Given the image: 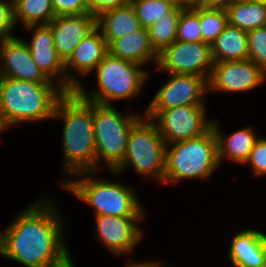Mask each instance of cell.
<instances>
[{"label":"cell","mask_w":266,"mask_h":267,"mask_svg":"<svg viewBox=\"0 0 266 267\" xmlns=\"http://www.w3.org/2000/svg\"><path fill=\"white\" fill-rule=\"evenodd\" d=\"M128 267H159V264L158 263H131L130 265H128Z\"/></svg>","instance_id":"37"},{"label":"cell","mask_w":266,"mask_h":267,"mask_svg":"<svg viewBox=\"0 0 266 267\" xmlns=\"http://www.w3.org/2000/svg\"><path fill=\"white\" fill-rule=\"evenodd\" d=\"M171 79L156 93L147 110H165L178 106L204 105L201 98L208 78L193 74H170Z\"/></svg>","instance_id":"11"},{"label":"cell","mask_w":266,"mask_h":267,"mask_svg":"<svg viewBox=\"0 0 266 267\" xmlns=\"http://www.w3.org/2000/svg\"><path fill=\"white\" fill-rule=\"evenodd\" d=\"M140 65L117 58L109 52L95 69L99 90L87 96L81 85L76 92L84 99L101 105H110L109 101L129 98L141 91L147 73Z\"/></svg>","instance_id":"6"},{"label":"cell","mask_w":266,"mask_h":267,"mask_svg":"<svg viewBox=\"0 0 266 267\" xmlns=\"http://www.w3.org/2000/svg\"><path fill=\"white\" fill-rule=\"evenodd\" d=\"M84 5L90 10L91 14L97 17V0H82Z\"/></svg>","instance_id":"36"},{"label":"cell","mask_w":266,"mask_h":267,"mask_svg":"<svg viewBox=\"0 0 266 267\" xmlns=\"http://www.w3.org/2000/svg\"><path fill=\"white\" fill-rule=\"evenodd\" d=\"M141 118L139 115L125 118L111 105L93 103L96 166L102 158L113 172L122 163L130 130Z\"/></svg>","instance_id":"8"},{"label":"cell","mask_w":266,"mask_h":267,"mask_svg":"<svg viewBox=\"0 0 266 267\" xmlns=\"http://www.w3.org/2000/svg\"><path fill=\"white\" fill-rule=\"evenodd\" d=\"M166 145L156 123L146 117L141 118L131 128L124 160L113 173L120 172L129 163L137 173L144 176L153 174L157 180L163 181Z\"/></svg>","instance_id":"7"},{"label":"cell","mask_w":266,"mask_h":267,"mask_svg":"<svg viewBox=\"0 0 266 267\" xmlns=\"http://www.w3.org/2000/svg\"><path fill=\"white\" fill-rule=\"evenodd\" d=\"M213 65L211 45L178 40L159 54L157 63V66L169 74H193L205 78V69L210 67V77Z\"/></svg>","instance_id":"10"},{"label":"cell","mask_w":266,"mask_h":267,"mask_svg":"<svg viewBox=\"0 0 266 267\" xmlns=\"http://www.w3.org/2000/svg\"><path fill=\"white\" fill-rule=\"evenodd\" d=\"M179 4L186 10H195L200 8L209 9V0H179Z\"/></svg>","instance_id":"34"},{"label":"cell","mask_w":266,"mask_h":267,"mask_svg":"<svg viewBox=\"0 0 266 267\" xmlns=\"http://www.w3.org/2000/svg\"><path fill=\"white\" fill-rule=\"evenodd\" d=\"M230 260L235 267L266 265V235L262 231L245 230L237 233L230 247Z\"/></svg>","instance_id":"16"},{"label":"cell","mask_w":266,"mask_h":267,"mask_svg":"<svg viewBox=\"0 0 266 267\" xmlns=\"http://www.w3.org/2000/svg\"><path fill=\"white\" fill-rule=\"evenodd\" d=\"M48 25L57 54L65 62L77 45L97 27V17L91 13L56 16Z\"/></svg>","instance_id":"14"},{"label":"cell","mask_w":266,"mask_h":267,"mask_svg":"<svg viewBox=\"0 0 266 267\" xmlns=\"http://www.w3.org/2000/svg\"><path fill=\"white\" fill-rule=\"evenodd\" d=\"M14 19V1H0V42L12 38L10 30L15 26Z\"/></svg>","instance_id":"32"},{"label":"cell","mask_w":266,"mask_h":267,"mask_svg":"<svg viewBox=\"0 0 266 267\" xmlns=\"http://www.w3.org/2000/svg\"><path fill=\"white\" fill-rule=\"evenodd\" d=\"M142 216L98 215L97 234L100 240L115 254L129 252L141 239L142 234L135 224Z\"/></svg>","instance_id":"15"},{"label":"cell","mask_w":266,"mask_h":267,"mask_svg":"<svg viewBox=\"0 0 266 267\" xmlns=\"http://www.w3.org/2000/svg\"><path fill=\"white\" fill-rule=\"evenodd\" d=\"M266 73L250 59L214 62L208 87L221 91H246L265 80Z\"/></svg>","instance_id":"12"},{"label":"cell","mask_w":266,"mask_h":267,"mask_svg":"<svg viewBox=\"0 0 266 267\" xmlns=\"http://www.w3.org/2000/svg\"><path fill=\"white\" fill-rule=\"evenodd\" d=\"M99 28L96 27L89 33L74 49L70 57L64 62L65 71L70 66L81 74H86L96 69L99 63L108 53V45L102 32L98 34Z\"/></svg>","instance_id":"19"},{"label":"cell","mask_w":266,"mask_h":267,"mask_svg":"<svg viewBox=\"0 0 266 267\" xmlns=\"http://www.w3.org/2000/svg\"><path fill=\"white\" fill-rule=\"evenodd\" d=\"M142 28H149L159 21L176 4L167 0H130Z\"/></svg>","instance_id":"27"},{"label":"cell","mask_w":266,"mask_h":267,"mask_svg":"<svg viewBox=\"0 0 266 267\" xmlns=\"http://www.w3.org/2000/svg\"><path fill=\"white\" fill-rule=\"evenodd\" d=\"M212 128L217 138L218 161L220 163L221 157H229L236 163H245L250 155L251 150L254 148L257 136L251 129H241L234 132L227 139L220 135L217 124L212 121Z\"/></svg>","instance_id":"22"},{"label":"cell","mask_w":266,"mask_h":267,"mask_svg":"<svg viewBox=\"0 0 266 267\" xmlns=\"http://www.w3.org/2000/svg\"><path fill=\"white\" fill-rule=\"evenodd\" d=\"M228 24L244 31L266 26V4L262 0H236L226 10Z\"/></svg>","instance_id":"23"},{"label":"cell","mask_w":266,"mask_h":267,"mask_svg":"<svg viewBox=\"0 0 266 267\" xmlns=\"http://www.w3.org/2000/svg\"><path fill=\"white\" fill-rule=\"evenodd\" d=\"M14 19L21 20L26 28L48 25L55 17L51 0H13Z\"/></svg>","instance_id":"24"},{"label":"cell","mask_w":266,"mask_h":267,"mask_svg":"<svg viewBox=\"0 0 266 267\" xmlns=\"http://www.w3.org/2000/svg\"><path fill=\"white\" fill-rule=\"evenodd\" d=\"M57 81L60 85L55 86L0 77V120L4 128L21 121L54 118L58 101L80 86L73 74Z\"/></svg>","instance_id":"2"},{"label":"cell","mask_w":266,"mask_h":267,"mask_svg":"<svg viewBox=\"0 0 266 267\" xmlns=\"http://www.w3.org/2000/svg\"><path fill=\"white\" fill-rule=\"evenodd\" d=\"M53 206L35 203L20 214L2 235L0 254L26 267H59L70 255L62 243V225Z\"/></svg>","instance_id":"1"},{"label":"cell","mask_w":266,"mask_h":267,"mask_svg":"<svg viewBox=\"0 0 266 267\" xmlns=\"http://www.w3.org/2000/svg\"><path fill=\"white\" fill-rule=\"evenodd\" d=\"M30 44H27L32 57L43 73L50 79L64 74V62L58 56L49 25H36ZM52 77V78H51Z\"/></svg>","instance_id":"17"},{"label":"cell","mask_w":266,"mask_h":267,"mask_svg":"<svg viewBox=\"0 0 266 267\" xmlns=\"http://www.w3.org/2000/svg\"><path fill=\"white\" fill-rule=\"evenodd\" d=\"M145 113L150 120L158 119L156 126L167 145L199 137L212 127V121L205 120L204 105L147 110Z\"/></svg>","instance_id":"9"},{"label":"cell","mask_w":266,"mask_h":267,"mask_svg":"<svg viewBox=\"0 0 266 267\" xmlns=\"http://www.w3.org/2000/svg\"><path fill=\"white\" fill-rule=\"evenodd\" d=\"M245 163L251 164L253 172L257 176L266 174V139L258 137Z\"/></svg>","instance_id":"30"},{"label":"cell","mask_w":266,"mask_h":267,"mask_svg":"<svg viewBox=\"0 0 266 267\" xmlns=\"http://www.w3.org/2000/svg\"><path fill=\"white\" fill-rule=\"evenodd\" d=\"M64 118L65 168L70 173L93 172L96 167V142L93 102L76 91L66 92L58 101L54 118Z\"/></svg>","instance_id":"3"},{"label":"cell","mask_w":266,"mask_h":267,"mask_svg":"<svg viewBox=\"0 0 266 267\" xmlns=\"http://www.w3.org/2000/svg\"><path fill=\"white\" fill-rule=\"evenodd\" d=\"M56 16L82 15L91 13L82 0H51Z\"/></svg>","instance_id":"31"},{"label":"cell","mask_w":266,"mask_h":267,"mask_svg":"<svg viewBox=\"0 0 266 267\" xmlns=\"http://www.w3.org/2000/svg\"><path fill=\"white\" fill-rule=\"evenodd\" d=\"M214 62L248 59L247 31L227 25L211 45Z\"/></svg>","instance_id":"21"},{"label":"cell","mask_w":266,"mask_h":267,"mask_svg":"<svg viewBox=\"0 0 266 267\" xmlns=\"http://www.w3.org/2000/svg\"><path fill=\"white\" fill-rule=\"evenodd\" d=\"M130 0H97V16L104 11L128 5Z\"/></svg>","instance_id":"33"},{"label":"cell","mask_w":266,"mask_h":267,"mask_svg":"<svg viewBox=\"0 0 266 267\" xmlns=\"http://www.w3.org/2000/svg\"><path fill=\"white\" fill-rule=\"evenodd\" d=\"M248 35V59L266 73V26L252 29Z\"/></svg>","instance_id":"29"},{"label":"cell","mask_w":266,"mask_h":267,"mask_svg":"<svg viewBox=\"0 0 266 267\" xmlns=\"http://www.w3.org/2000/svg\"><path fill=\"white\" fill-rule=\"evenodd\" d=\"M167 1H173L175 4H179V0H167Z\"/></svg>","instance_id":"39"},{"label":"cell","mask_w":266,"mask_h":267,"mask_svg":"<svg viewBox=\"0 0 266 267\" xmlns=\"http://www.w3.org/2000/svg\"><path fill=\"white\" fill-rule=\"evenodd\" d=\"M236 0H209V9L227 10Z\"/></svg>","instance_id":"35"},{"label":"cell","mask_w":266,"mask_h":267,"mask_svg":"<svg viewBox=\"0 0 266 267\" xmlns=\"http://www.w3.org/2000/svg\"><path fill=\"white\" fill-rule=\"evenodd\" d=\"M182 10L180 4H176L164 14V17L147 28L150 44L158 55L176 41L178 21Z\"/></svg>","instance_id":"25"},{"label":"cell","mask_w":266,"mask_h":267,"mask_svg":"<svg viewBox=\"0 0 266 267\" xmlns=\"http://www.w3.org/2000/svg\"><path fill=\"white\" fill-rule=\"evenodd\" d=\"M108 52L117 58L139 65L151 58L158 63L159 58L150 44V37L146 28L115 39L108 45Z\"/></svg>","instance_id":"18"},{"label":"cell","mask_w":266,"mask_h":267,"mask_svg":"<svg viewBox=\"0 0 266 267\" xmlns=\"http://www.w3.org/2000/svg\"><path fill=\"white\" fill-rule=\"evenodd\" d=\"M1 42L0 59L4 61V70L0 68V77L36 83L52 82L34 61L26 42L17 37Z\"/></svg>","instance_id":"13"},{"label":"cell","mask_w":266,"mask_h":267,"mask_svg":"<svg viewBox=\"0 0 266 267\" xmlns=\"http://www.w3.org/2000/svg\"><path fill=\"white\" fill-rule=\"evenodd\" d=\"M200 27L203 42L212 45L219 34L228 25V14L221 9H199Z\"/></svg>","instance_id":"26"},{"label":"cell","mask_w":266,"mask_h":267,"mask_svg":"<svg viewBox=\"0 0 266 267\" xmlns=\"http://www.w3.org/2000/svg\"><path fill=\"white\" fill-rule=\"evenodd\" d=\"M176 40L184 42H203L200 27L199 9L181 11Z\"/></svg>","instance_id":"28"},{"label":"cell","mask_w":266,"mask_h":267,"mask_svg":"<svg viewBox=\"0 0 266 267\" xmlns=\"http://www.w3.org/2000/svg\"><path fill=\"white\" fill-rule=\"evenodd\" d=\"M97 27L102 29L107 45L117 38L142 28L131 3L101 13L97 16Z\"/></svg>","instance_id":"20"},{"label":"cell","mask_w":266,"mask_h":267,"mask_svg":"<svg viewBox=\"0 0 266 267\" xmlns=\"http://www.w3.org/2000/svg\"><path fill=\"white\" fill-rule=\"evenodd\" d=\"M78 174H83L85 179L68 180L64 186L77 198L93 206L95 216H143L138 199L128 187L116 182L94 180L90 172Z\"/></svg>","instance_id":"5"},{"label":"cell","mask_w":266,"mask_h":267,"mask_svg":"<svg viewBox=\"0 0 266 267\" xmlns=\"http://www.w3.org/2000/svg\"><path fill=\"white\" fill-rule=\"evenodd\" d=\"M59 267H73L71 258L63 265L59 266Z\"/></svg>","instance_id":"38"},{"label":"cell","mask_w":266,"mask_h":267,"mask_svg":"<svg viewBox=\"0 0 266 267\" xmlns=\"http://www.w3.org/2000/svg\"><path fill=\"white\" fill-rule=\"evenodd\" d=\"M166 145L164 183L183 178H208L219 165L216 134L211 127L205 134Z\"/></svg>","instance_id":"4"},{"label":"cell","mask_w":266,"mask_h":267,"mask_svg":"<svg viewBox=\"0 0 266 267\" xmlns=\"http://www.w3.org/2000/svg\"><path fill=\"white\" fill-rule=\"evenodd\" d=\"M3 128L4 126L2 125L1 120H0V131H2Z\"/></svg>","instance_id":"40"}]
</instances>
